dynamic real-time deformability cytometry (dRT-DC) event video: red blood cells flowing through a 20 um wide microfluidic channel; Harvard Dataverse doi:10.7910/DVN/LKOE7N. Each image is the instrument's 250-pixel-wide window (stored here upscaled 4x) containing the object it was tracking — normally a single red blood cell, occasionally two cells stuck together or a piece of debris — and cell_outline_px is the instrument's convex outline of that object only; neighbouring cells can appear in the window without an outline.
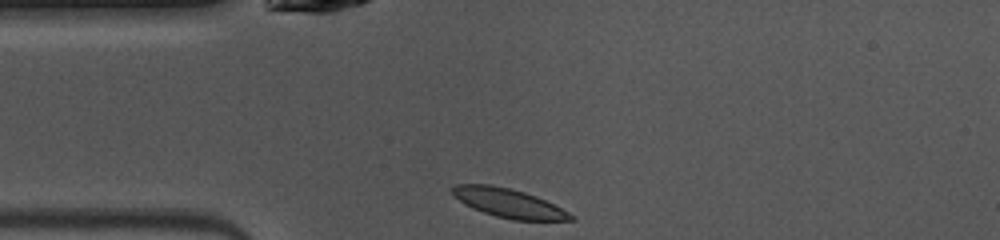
{"species": "common noctule bat (a hibernating species)", "species_latin": "Nyctalus noctula", "temperature_condition": "warm", "stored_images_in_passage": 38, "camera_frame_rate_fps": 3000, "um_per_image_px": 0.085, "animal": {"sex": "female", "body_mass_g": 10.0, "forearm_length_mm": 53.1}, "frame": {"image": 1, "passage_image": 1, "time_ms": 0.0, "image_size_px": [1000, 240], "cell_outline_px": [[576, 220], [512, 220], [496, 216], [472, 208], [464, 204], [452, 192], [452, 188], [456, 184], [492, 184], [512, 188], [536, 196], [576, 216]], "centroid_in_image_um": [43.24, 17.26], "position_along_channel_um": 41.8, "area_um2": 19.83}}
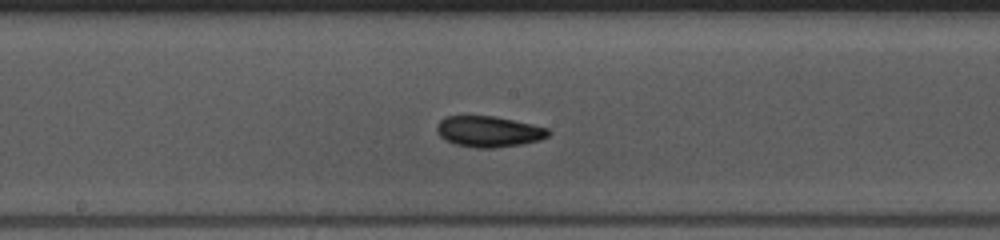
{"frame": {"image": 2, "passage_image": 14, "time_ms": 4.333, "image_size_px": [1000, 240], "cell_outline_px": [[552, 132], [548, 136], [540, 140], [520, 144], [492, 148], [476, 148], [456, 144], [440, 136], [436, 132], [436, 128], [440, 120], [444, 116], [492, 116], [532, 124], [548, 128]], "centroid_in_image_um": [41.55, 11.18], "position_along_channel_um": 206.7, "area_um2": 19.94}}
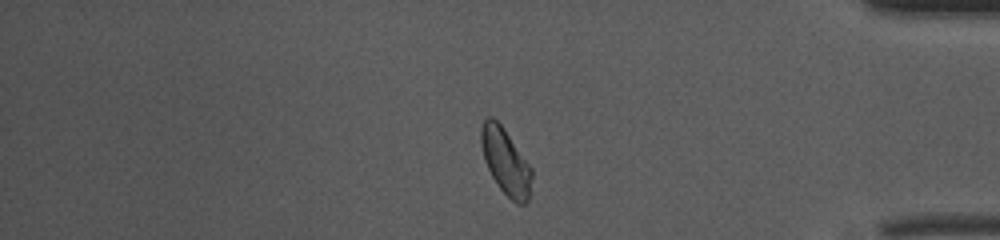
{"frame": {"image": 3, "passage_image": 30, "time_ms": 9.667, "image_size_px": [1000, 240], "cell_outline_px": [[532, 176], [528, 204], [516, 204], [500, 188], [492, 176], [484, 160], [480, 144], [480, 128], [484, 120], [488, 116], [492, 116], [504, 128], [532, 168]], "centroid_in_image_um": [42.97, 13.72], "position_along_channel_um": 392.2, "area_um2": 19.59}, "authors_computed_cell_mechanics": {"area_um2": 19.5942, "velocity_mm_per_s": 4.069, "shape_relaxation_time_tau1_ms": 3.2368, "shape_relaxation_time_tau2_ms": 4.1, "deformation_change_tau1": 0.1395, "deformation_change_tau2": 0.0891}}